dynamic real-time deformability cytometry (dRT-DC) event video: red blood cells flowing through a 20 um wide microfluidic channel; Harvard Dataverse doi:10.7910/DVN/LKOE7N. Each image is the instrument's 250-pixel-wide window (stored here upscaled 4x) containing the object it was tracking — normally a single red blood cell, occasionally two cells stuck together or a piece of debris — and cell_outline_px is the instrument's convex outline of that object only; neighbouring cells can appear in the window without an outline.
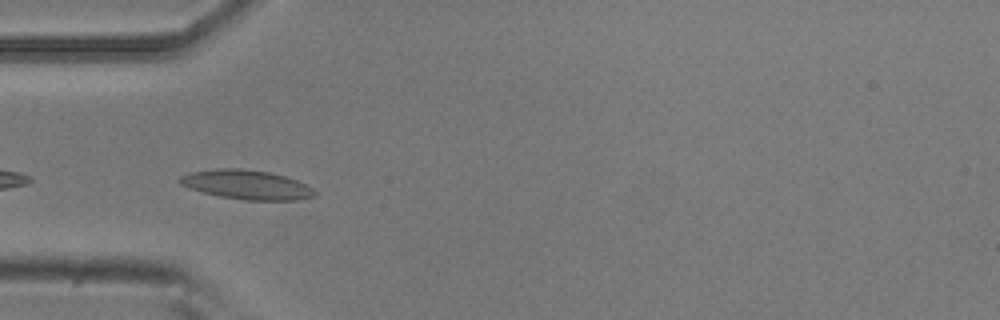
{"species": "common noctule bat (a hibernating species)", "species_latin": "Nyctalus noctula", "temperature_condition": "room temperature", "stored_images_in_passage": 7, "camera_frame_rate_fps": 3000, "um_per_image_px": 0.085, "animal": {"sex": "male", "body_mass_g": 20.5, "forearm_length_mm": 52.5}, "frame": {"image": 1, "passage_image": 2, "time_ms": 0.333, "image_size_px": [1000, 320], "cell_outline_px": [[316, 196], [296, 200], [244, 200], [220, 196], [188, 188], [180, 184], [176, 180], [180, 176], [192, 172], [216, 168], [240, 168], [268, 172], [284, 176], [296, 180], [312, 188], [316, 192]], "centroid_in_image_um": [20.93, 15.7], "position_along_channel_um": 64.1, "area_um2": 22.95}}
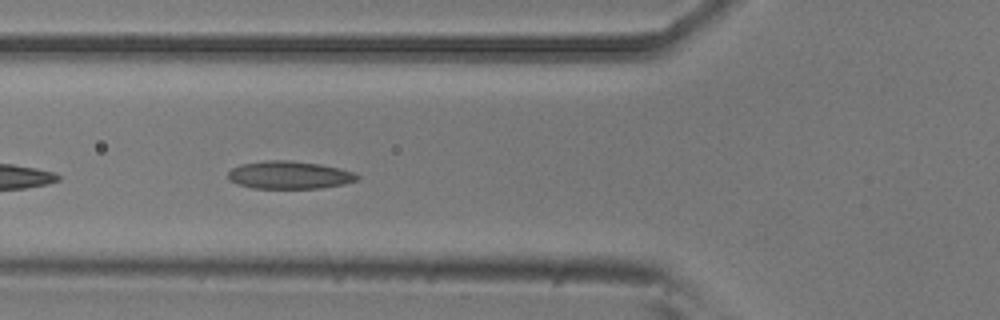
{"frame": {"image": 2, "passage_image": 5, "time_ms": 1.333, "image_size_px": [1000, 320], "cell_outline_px": [[360, 176], [356, 180], [344, 184], [320, 188], [252, 188], [236, 184], [228, 180], [228, 172], [232, 168], [240, 164], [264, 160], [292, 160], [320, 164], [340, 168], [356, 172]], "centroid_in_image_um": [24.58, 14.87], "position_along_channel_um": 101.2, "area_um2": 21.15}}